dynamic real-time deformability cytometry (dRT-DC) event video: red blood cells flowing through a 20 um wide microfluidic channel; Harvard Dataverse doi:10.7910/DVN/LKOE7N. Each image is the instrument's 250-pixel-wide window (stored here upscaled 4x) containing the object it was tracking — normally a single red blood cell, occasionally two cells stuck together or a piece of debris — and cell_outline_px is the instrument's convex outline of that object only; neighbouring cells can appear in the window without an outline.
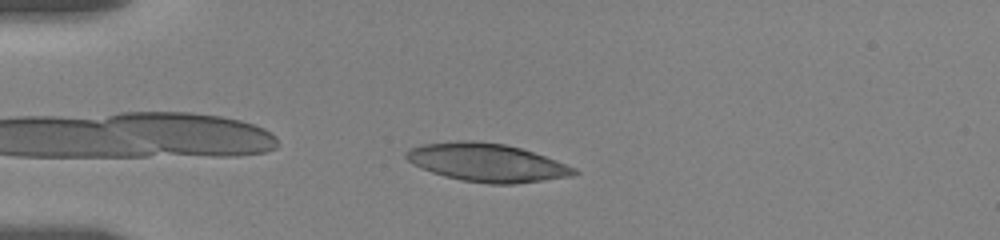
{"species": "human", "species_latin": "Homo sapiens", "temperature_condition": "room temperature", "stored_images_in_passage": 42, "camera_frame_rate_fps": 3000, "um_per_image_px": 0.085, "donor": {"sex": "female"}, "frame": {"image": 1, "passage_image": 2, "time_ms": 0.667, "image_size_px": [1000, 240], "cell_outline_px": [[580, 172], [572, 176], [516, 184], [488, 184], [460, 180], [444, 176], [420, 168], [412, 164], [404, 156], [404, 152], [408, 148], [424, 144], [456, 140], [472, 140], [504, 144], [520, 148], [556, 160], [576, 168]], "centroid_in_image_um": [41.35, 13.82], "position_along_channel_um": 43.6, "area_um2": 37.57}}
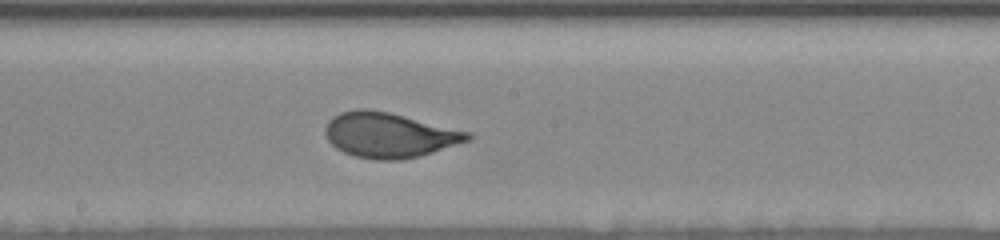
{"frame": {"image": 2, "passage_image": 22, "time_ms": 6.333, "image_size_px": [1000, 240], "cell_outline_px": [[472, 136], [468, 140], [420, 156], [400, 160], [376, 160], [356, 156], [344, 152], [336, 148], [328, 140], [324, 132], [324, 128], [328, 120], [332, 116], [340, 112], [356, 108], [364, 108], [388, 112], [472, 132]], "centroid_in_image_um": [33.04, 11.47], "position_along_channel_um": 215.2, "area_um2": 37.34}}
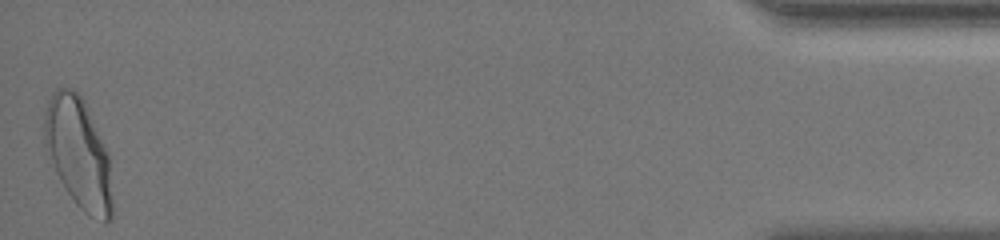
{"frame": {"image": 3, "passage_image": 42, "time_ms": 14.667, "image_size_px": [1000, 240], "cell_outline_px": [[112, 220], [104, 224], [88, 216], [76, 204], [60, 180], [56, 172], [44, 144], [44, 112], [48, 100], [56, 88], [72, 88], [84, 100], [88, 108], [108, 156], [112, 200]], "centroid_in_image_um": [6.66, 13.05], "position_along_channel_um": 428.5, "area_um2": 43.41}, "authors_computed_cell_mechanics": {"area_um2": 36.992, "velocity_mm_per_s": 3.5386, "shape_relaxation_time_tau1_ms": 3.8343, "shape_relaxation_time_tau2_ms": null, "deformation_change_tau1": 0.171, "deformation_change_tau2": null}}